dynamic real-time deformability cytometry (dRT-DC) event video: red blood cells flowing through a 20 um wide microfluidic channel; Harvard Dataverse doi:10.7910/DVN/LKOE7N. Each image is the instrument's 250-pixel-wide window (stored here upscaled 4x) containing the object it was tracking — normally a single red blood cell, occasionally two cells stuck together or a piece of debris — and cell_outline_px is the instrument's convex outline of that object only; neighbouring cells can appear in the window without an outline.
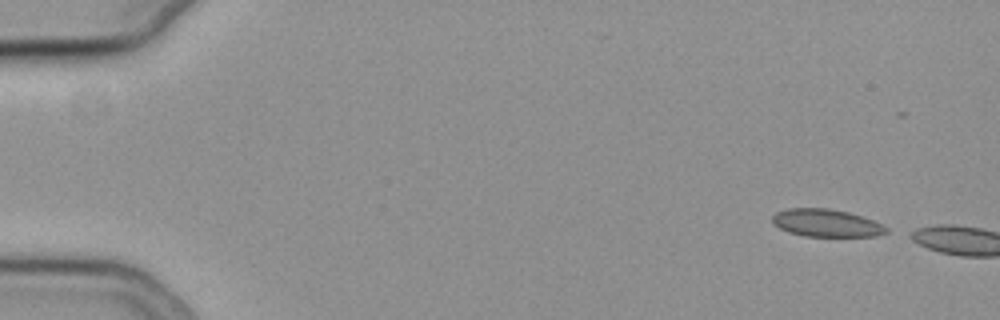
{"species": "common noctule bat (a hibernating species)", "species_latin": "Nyctalus noctula", "temperature_condition": "cold", "stored_images_in_passage": 3, "camera_frame_rate_fps": 3000, "um_per_image_px": 0.085, "animal": {"sex": "female", "body_mass_g": 19.3, "forearm_length_mm": 54.1}, "frame": {"image": 1, "passage_image": 1, "time_ms": 0.0, "image_size_px": [1000, 320], "cell_outline_px": [[888, 232], [876, 236], [804, 236], [788, 232], [772, 224], [772, 216], [776, 212], [788, 208], [828, 208], [848, 212], [872, 220], [888, 228]], "centroid_in_image_um": [70.19, 18.95], "position_along_channel_um": 14.8, "area_um2": 18.26}}